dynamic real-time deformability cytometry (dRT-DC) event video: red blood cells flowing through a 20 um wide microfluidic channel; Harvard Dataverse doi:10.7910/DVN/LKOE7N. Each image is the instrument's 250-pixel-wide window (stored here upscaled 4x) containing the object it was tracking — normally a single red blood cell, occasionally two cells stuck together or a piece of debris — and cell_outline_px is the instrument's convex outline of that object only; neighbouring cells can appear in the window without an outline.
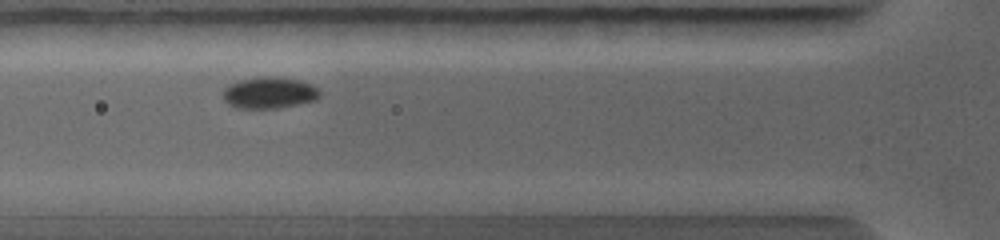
{"species": "common noctule bat (a hibernating species)", "species_latin": "Nyctalus noctula", "temperature_condition": "warm", "stored_images_in_passage": 6, "camera_frame_rate_fps": 5000, "um_per_image_px": 0.085, "animal": {"sex": "female", "body_mass_g": 19.0, "forearm_length_mm": 56.7}, "frame": {"image": 1, "passage_image": 3, "time_ms": 1.6, "image_size_px": [1000, 240], "cell_outline_px": [[320, 96], [316, 100], [276, 108], [236, 108], [228, 104], [224, 100], [224, 88], [228, 84], [240, 80], [268, 76], [300, 80], [312, 84], [320, 92]], "centroid_in_image_um": [22.88, 7.89], "position_along_channel_um": 102.9, "area_um2": 17.57}}
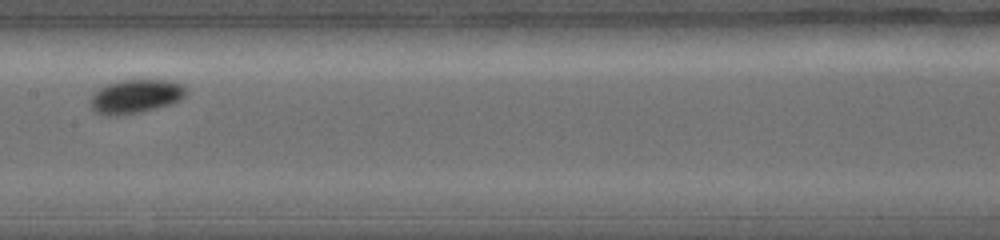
{"frame": {"image": 2, "passage_image": 5, "time_ms": 3.2, "image_size_px": [1000, 240], "cell_outline_px": [[188, 92], [180, 100], [168, 104], [140, 112], [116, 116], [108, 116], [96, 112], [92, 108], [92, 96], [100, 88], [108, 84], [120, 80], [164, 80], [180, 84]], "centroid_in_image_um": [11.52, 8.19], "position_along_channel_um": 195.9, "area_um2": 18.38}}
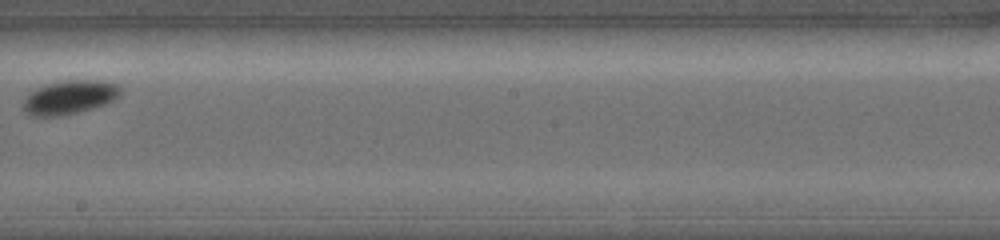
{"frame": {"image": 3, "passage_image": 6, "time_ms": 4.0, "image_size_px": [1000, 240], "cell_outline_px": [[120, 92], [112, 100], [104, 104], [92, 108], [60, 116], [32, 116], [24, 108], [24, 96], [28, 92], [36, 88], [48, 84], [64, 80], [100, 80], [120, 84]], "centroid_in_image_um": [5.89, 8.25], "position_along_channel_um": 242.3, "area_um2": 18.96}}